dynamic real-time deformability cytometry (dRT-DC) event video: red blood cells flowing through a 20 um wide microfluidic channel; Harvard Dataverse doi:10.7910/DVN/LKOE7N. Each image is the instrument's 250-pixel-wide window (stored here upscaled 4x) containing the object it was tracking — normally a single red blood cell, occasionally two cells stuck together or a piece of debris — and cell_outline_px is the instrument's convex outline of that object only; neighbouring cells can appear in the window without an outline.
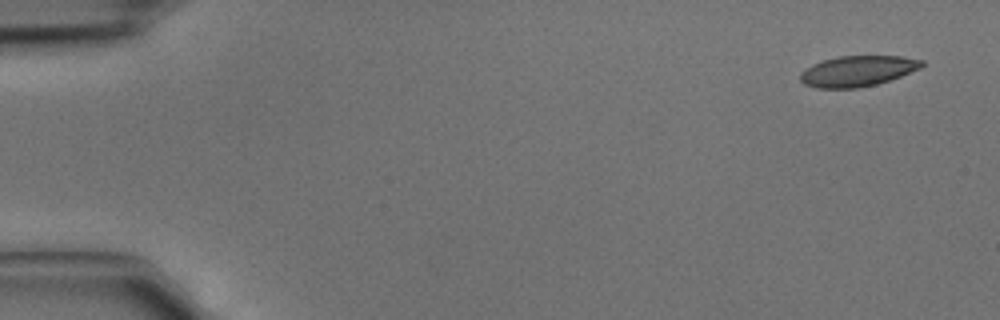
{"species": "common noctule bat (a hibernating species)", "species_latin": "Nyctalus noctula", "temperature_condition": "cold", "stored_images_in_passage": 4, "camera_frame_rate_fps": 3000, "um_per_image_px": 0.085, "animal": {"sex": "male", "body_mass_g": 15.6}, "frame": {"image": 1, "passage_image": 1, "time_ms": 0.0, "image_size_px": [1000, 320], "cell_outline_px": [[924, 64], [920, 68], [900, 76], [876, 84], [856, 88], [816, 88], [804, 84], [800, 80], [800, 72], [804, 68], [812, 64], [824, 60], [840, 56], [900, 56], [924, 60]], "centroid_in_image_um": [72.86, 6.04], "position_along_channel_um": 12.1, "area_um2": 21.62}}
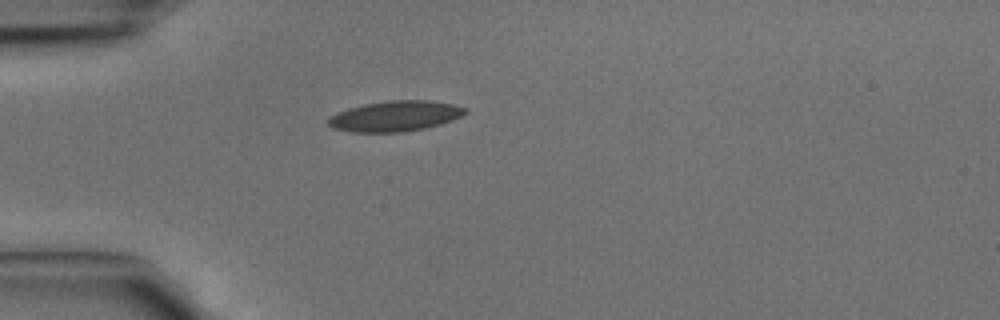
{"frame": {"image": 2, "passage_image": 4, "time_ms": 1.0, "image_size_px": [1000, 320], "cell_outline_px": [[468, 112], [452, 120], [440, 124], [424, 128], [404, 132], [352, 132], [332, 128], [328, 124], [328, 120], [332, 116], [348, 108], [364, 104], [388, 100], [428, 100], [452, 104], [468, 108]], "centroid_in_image_um": [33.61, 9.87], "position_along_channel_um": 51.4, "area_um2": 24.22}}